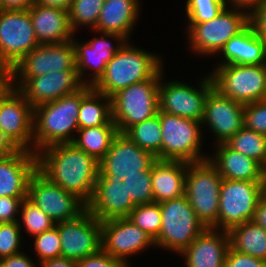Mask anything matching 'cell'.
<instances>
[{"mask_svg":"<svg viewBox=\"0 0 266 267\" xmlns=\"http://www.w3.org/2000/svg\"><path fill=\"white\" fill-rule=\"evenodd\" d=\"M37 155V170L86 204L91 200L100 172L99 162L73 143L48 146Z\"/></svg>","mask_w":266,"mask_h":267,"instance_id":"1","label":"cell"},{"mask_svg":"<svg viewBox=\"0 0 266 267\" xmlns=\"http://www.w3.org/2000/svg\"><path fill=\"white\" fill-rule=\"evenodd\" d=\"M91 88L90 85H84L77 92L34 107L33 152L35 154L51 145L73 142L79 129L81 98Z\"/></svg>","mask_w":266,"mask_h":267,"instance_id":"2","label":"cell"},{"mask_svg":"<svg viewBox=\"0 0 266 267\" xmlns=\"http://www.w3.org/2000/svg\"><path fill=\"white\" fill-rule=\"evenodd\" d=\"M126 41L107 63L104 75L93 88L112 97L123 88L151 79L163 66V56ZM161 55V56H160Z\"/></svg>","mask_w":266,"mask_h":267,"instance_id":"3","label":"cell"},{"mask_svg":"<svg viewBox=\"0 0 266 267\" xmlns=\"http://www.w3.org/2000/svg\"><path fill=\"white\" fill-rule=\"evenodd\" d=\"M249 23L250 15L246 11L226 6L210 21L185 24L188 48L194 55L214 57Z\"/></svg>","mask_w":266,"mask_h":267,"instance_id":"4","label":"cell"},{"mask_svg":"<svg viewBox=\"0 0 266 267\" xmlns=\"http://www.w3.org/2000/svg\"><path fill=\"white\" fill-rule=\"evenodd\" d=\"M161 229L155 248L181 254L206 228L197 218L187 197L160 202Z\"/></svg>","mask_w":266,"mask_h":267,"instance_id":"5","label":"cell"},{"mask_svg":"<svg viewBox=\"0 0 266 267\" xmlns=\"http://www.w3.org/2000/svg\"><path fill=\"white\" fill-rule=\"evenodd\" d=\"M162 127V150L159 160H179L188 163L208 159L202 152L204 131L202 122L159 112Z\"/></svg>","mask_w":266,"mask_h":267,"instance_id":"6","label":"cell"},{"mask_svg":"<svg viewBox=\"0 0 266 267\" xmlns=\"http://www.w3.org/2000/svg\"><path fill=\"white\" fill-rule=\"evenodd\" d=\"M160 78L161 69L151 79L134 83L111 97L112 120L120 133L158 113Z\"/></svg>","mask_w":266,"mask_h":267,"instance_id":"7","label":"cell"},{"mask_svg":"<svg viewBox=\"0 0 266 267\" xmlns=\"http://www.w3.org/2000/svg\"><path fill=\"white\" fill-rule=\"evenodd\" d=\"M222 179L217 168L208 159L187 165L185 196L206 228L217 229Z\"/></svg>","mask_w":266,"mask_h":267,"instance_id":"8","label":"cell"},{"mask_svg":"<svg viewBox=\"0 0 266 267\" xmlns=\"http://www.w3.org/2000/svg\"><path fill=\"white\" fill-rule=\"evenodd\" d=\"M214 89L241 104L266 99V64H230L212 67Z\"/></svg>","mask_w":266,"mask_h":267,"instance_id":"9","label":"cell"},{"mask_svg":"<svg viewBox=\"0 0 266 267\" xmlns=\"http://www.w3.org/2000/svg\"><path fill=\"white\" fill-rule=\"evenodd\" d=\"M165 68H161L159 81V112H165L202 122L205 101L214 88L212 78L204 74L198 81V87L179 80H166ZM166 80V82H165Z\"/></svg>","mask_w":266,"mask_h":267,"instance_id":"10","label":"cell"},{"mask_svg":"<svg viewBox=\"0 0 266 267\" xmlns=\"http://www.w3.org/2000/svg\"><path fill=\"white\" fill-rule=\"evenodd\" d=\"M263 197V182L222 179L219 193L217 229L253 221L259 200Z\"/></svg>","mask_w":266,"mask_h":267,"instance_id":"11","label":"cell"},{"mask_svg":"<svg viewBox=\"0 0 266 267\" xmlns=\"http://www.w3.org/2000/svg\"><path fill=\"white\" fill-rule=\"evenodd\" d=\"M38 45L28 10H0V65L10 72Z\"/></svg>","mask_w":266,"mask_h":267,"instance_id":"12","label":"cell"},{"mask_svg":"<svg viewBox=\"0 0 266 267\" xmlns=\"http://www.w3.org/2000/svg\"><path fill=\"white\" fill-rule=\"evenodd\" d=\"M27 198L55 223L78 218L87 210L83 200L50 182L38 170L30 178Z\"/></svg>","mask_w":266,"mask_h":267,"instance_id":"13","label":"cell"},{"mask_svg":"<svg viewBox=\"0 0 266 267\" xmlns=\"http://www.w3.org/2000/svg\"><path fill=\"white\" fill-rule=\"evenodd\" d=\"M91 31L99 34V36H93L87 41H78L74 37L77 35H73L72 41L75 47L76 69L80 80L84 85L93 87L104 75L107 63L127 40L120 34ZM111 40L113 43L115 41L116 44L114 45ZM86 76L87 78H85Z\"/></svg>","mask_w":266,"mask_h":267,"instance_id":"14","label":"cell"},{"mask_svg":"<svg viewBox=\"0 0 266 267\" xmlns=\"http://www.w3.org/2000/svg\"><path fill=\"white\" fill-rule=\"evenodd\" d=\"M34 108L16 88L0 94V128L18 149L33 152Z\"/></svg>","mask_w":266,"mask_h":267,"instance_id":"15","label":"cell"},{"mask_svg":"<svg viewBox=\"0 0 266 267\" xmlns=\"http://www.w3.org/2000/svg\"><path fill=\"white\" fill-rule=\"evenodd\" d=\"M151 246L155 247L152 237L127 217L101 221V249L126 267L132 265L129 257L142 254Z\"/></svg>","mask_w":266,"mask_h":267,"instance_id":"16","label":"cell"},{"mask_svg":"<svg viewBox=\"0 0 266 267\" xmlns=\"http://www.w3.org/2000/svg\"><path fill=\"white\" fill-rule=\"evenodd\" d=\"M10 85L18 89L33 108L84 86L77 70L54 71L37 77H10Z\"/></svg>","mask_w":266,"mask_h":267,"instance_id":"17","label":"cell"},{"mask_svg":"<svg viewBox=\"0 0 266 267\" xmlns=\"http://www.w3.org/2000/svg\"><path fill=\"white\" fill-rule=\"evenodd\" d=\"M156 160L153 153L141 149L127 135L119 132L99 162V174L123 181L127 176L142 175V171L152 170Z\"/></svg>","mask_w":266,"mask_h":267,"instance_id":"18","label":"cell"},{"mask_svg":"<svg viewBox=\"0 0 266 267\" xmlns=\"http://www.w3.org/2000/svg\"><path fill=\"white\" fill-rule=\"evenodd\" d=\"M61 241V257L78 261L101 249V221L88 210L73 220L55 224Z\"/></svg>","mask_w":266,"mask_h":267,"instance_id":"19","label":"cell"},{"mask_svg":"<svg viewBox=\"0 0 266 267\" xmlns=\"http://www.w3.org/2000/svg\"><path fill=\"white\" fill-rule=\"evenodd\" d=\"M77 70L72 39L59 44H39L9 72L10 77H37L54 71Z\"/></svg>","mask_w":266,"mask_h":267,"instance_id":"20","label":"cell"},{"mask_svg":"<svg viewBox=\"0 0 266 267\" xmlns=\"http://www.w3.org/2000/svg\"><path fill=\"white\" fill-rule=\"evenodd\" d=\"M204 126L212 132L214 145L226 143L244 126V104L222 96L213 88L205 101Z\"/></svg>","mask_w":266,"mask_h":267,"instance_id":"21","label":"cell"},{"mask_svg":"<svg viewBox=\"0 0 266 267\" xmlns=\"http://www.w3.org/2000/svg\"><path fill=\"white\" fill-rule=\"evenodd\" d=\"M136 205L128 195L125 183L113 176L98 175L87 210L99 221L128 217Z\"/></svg>","mask_w":266,"mask_h":267,"instance_id":"22","label":"cell"},{"mask_svg":"<svg viewBox=\"0 0 266 267\" xmlns=\"http://www.w3.org/2000/svg\"><path fill=\"white\" fill-rule=\"evenodd\" d=\"M229 247L228 231L207 227L178 256L185 259V267H224Z\"/></svg>","mask_w":266,"mask_h":267,"instance_id":"23","label":"cell"},{"mask_svg":"<svg viewBox=\"0 0 266 267\" xmlns=\"http://www.w3.org/2000/svg\"><path fill=\"white\" fill-rule=\"evenodd\" d=\"M37 171V155L18 149L0 159V197H27L31 176Z\"/></svg>","mask_w":266,"mask_h":267,"instance_id":"24","label":"cell"},{"mask_svg":"<svg viewBox=\"0 0 266 267\" xmlns=\"http://www.w3.org/2000/svg\"><path fill=\"white\" fill-rule=\"evenodd\" d=\"M208 160L223 179L263 182L266 169L256 160L231 149L226 143L213 145Z\"/></svg>","mask_w":266,"mask_h":267,"instance_id":"25","label":"cell"},{"mask_svg":"<svg viewBox=\"0 0 266 267\" xmlns=\"http://www.w3.org/2000/svg\"><path fill=\"white\" fill-rule=\"evenodd\" d=\"M28 11L39 44L64 43L75 35L70 26L68 10L34 3Z\"/></svg>","mask_w":266,"mask_h":267,"instance_id":"26","label":"cell"},{"mask_svg":"<svg viewBox=\"0 0 266 267\" xmlns=\"http://www.w3.org/2000/svg\"><path fill=\"white\" fill-rule=\"evenodd\" d=\"M218 55L221 61L214 66L266 64L265 42L259 37L251 23L225 43L216 56Z\"/></svg>","mask_w":266,"mask_h":267,"instance_id":"27","label":"cell"},{"mask_svg":"<svg viewBox=\"0 0 266 267\" xmlns=\"http://www.w3.org/2000/svg\"><path fill=\"white\" fill-rule=\"evenodd\" d=\"M140 0H105L96 24V31L120 34L127 41L135 31L140 16Z\"/></svg>","mask_w":266,"mask_h":267,"instance_id":"28","label":"cell"},{"mask_svg":"<svg viewBox=\"0 0 266 267\" xmlns=\"http://www.w3.org/2000/svg\"><path fill=\"white\" fill-rule=\"evenodd\" d=\"M188 162L159 160L152 165L154 202L176 199L185 195V177Z\"/></svg>","mask_w":266,"mask_h":267,"instance_id":"29","label":"cell"},{"mask_svg":"<svg viewBox=\"0 0 266 267\" xmlns=\"http://www.w3.org/2000/svg\"><path fill=\"white\" fill-rule=\"evenodd\" d=\"M230 246L241 253L266 261V230L254 221L232 227Z\"/></svg>","mask_w":266,"mask_h":267,"instance_id":"30","label":"cell"},{"mask_svg":"<svg viewBox=\"0 0 266 267\" xmlns=\"http://www.w3.org/2000/svg\"><path fill=\"white\" fill-rule=\"evenodd\" d=\"M112 120V99L93 87L81 98L78 126L81 128L101 127Z\"/></svg>","mask_w":266,"mask_h":267,"instance_id":"31","label":"cell"},{"mask_svg":"<svg viewBox=\"0 0 266 267\" xmlns=\"http://www.w3.org/2000/svg\"><path fill=\"white\" fill-rule=\"evenodd\" d=\"M119 133L115 123L78 129L73 144L100 162Z\"/></svg>","mask_w":266,"mask_h":267,"instance_id":"32","label":"cell"},{"mask_svg":"<svg viewBox=\"0 0 266 267\" xmlns=\"http://www.w3.org/2000/svg\"><path fill=\"white\" fill-rule=\"evenodd\" d=\"M124 134L141 149L157 156L162 150V127L159 111L155 116L130 127Z\"/></svg>","mask_w":266,"mask_h":267,"instance_id":"33","label":"cell"},{"mask_svg":"<svg viewBox=\"0 0 266 267\" xmlns=\"http://www.w3.org/2000/svg\"><path fill=\"white\" fill-rule=\"evenodd\" d=\"M226 144L231 149L256 160L266 169V135L243 126Z\"/></svg>","mask_w":266,"mask_h":267,"instance_id":"34","label":"cell"},{"mask_svg":"<svg viewBox=\"0 0 266 267\" xmlns=\"http://www.w3.org/2000/svg\"><path fill=\"white\" fill-rule=\"evenodd\" d=\"M105 0H74L69 8L70 26L76 34L81 27L95 30ZM80 28V29H79Z\"/></svg>","mask_w":266,"mask_h":267,"instance_id":"35","label":"cell"},{"mask_svg":"<svg viewBox=\"0 0 266 267\" xmlns=\"http://www.w3.org/2000/svg\"><path fill=\"white\" fill-rule=\"evenodd\" d=\"M19 216L18 222L20 224L21 232L23 233L24 228V231L26 230L25 233H28L31 237H35L45 231L51 230L56 224L28 198L23 200Z\"/></svg>","mask_w":266,"mask_h":267,"instance_id":"36","label":"cell"},{"mask_svg":"<svg viewBox=\"0 0 266 267\" xmlns=\"http://www.w3.org/2000/svg\"><path fill=\"white\" fill-rule=\"evenodd\" d=\"M127 218L149 234L153 240L158 237L161 229L160 203L136 205Z\"/></svg>","mask_w":266,"mask_h":267,"instance_id":"37","label":"cell"},{"mask_svg":"<svg viewBox=\"0 0 266 267\" xmlns=\"http://www.w3.org/2000/svg\"><path fill=\"white\" fill-rule=\"evenodd\" d=\"M187 23H203L217 17L227 6L226 0H187Z\"/></svg>","mask_w":266,"mask_h":267,"instance_id":"38","label":"cell"},{"mask_svg":"<svg viewBox=\"0 0 266 267\" xmlns=\"http://www.w3.org/2000/svg\"><path fill=\"white\" fill-rule=\"evenodd\" d=\"M122 182L135 205L154 202L152 170L142 171V175L127 176Z\"/></svg>","mask_w":266,"mask_h":267,"instance_id":"39","label":"cell"},{"mask_svg":"<svg viewBox=\"0 0 266 267\" xmlns=\"http://www.w3.org/2000/svg\"><path fill=\"white\" fill-rule=\"evenodd\" d=\"M32 239L33 252L37 257L35 259L37 263L46 259L61 257V241L58 229L55 226Z\"/></svg>","mask_w":266,"mask_h":267,"instance_id":"40","label":"cell"},{"mask_svg":"<svg viewBox=\"0 0 266 267\" xmlns=\"http://www.w3.org/2000/svg\"><path fill=\"white\" fill-rule=\"evenodd\" d=\"M19 222L0 223V260L24 251ZM23 247V250H22Z\"/></svg>","mask_w":266,"mask_h":267,"instance_id":"41","label":"cell"},{"mask_svg":"<svg viewBox=\"0 0 266 267\" xmlns=\"http://www.w3.org/2000/svg\"><path fill=\"white\" fill-rule=\"evenodd\" d=\"M244 126L266 135V99L244 105Z\"/></svg>","mask_w":266,"mask_h":267,"instance_id":"42","label":"cell"},{"mask_svg":"<svg viewBox=\"0 0 266 267\" xmlns=\"http://www.w3.org/2000/svg\"><path fill=\"white\" fill-rule=\"evenodd\" d=\"M27 197H0V223L19 221L20 208Z\"/></svg>","mask_w":266,"mask_h":267,"instance_id":"43","label":"cell"},{"mask_svg":"<svg viewBox=\"0 0 266 267\" xmlns=\"http://www.w3.org/2000/svg\"><path fill=\"white\" fill-rule=\"evenodd\" d=\"M224 267H266V261L238 252L230 246L225 256Z\"/></svg>","mask_w":266,"mask_h":267,"instance_id":"44","label":"cell"},{"mask_svg":"<svg viewBox=\"0 0 266 267\" xmlns=\"http://www.w3.org/2000/svg\"><path fill=\"white\" fill-rule=\"evenodd\" d=\"M76 262L78 267H126L119 259L105 253L102 249Z\"/></svg>","mask_w":266,"mask_h":267,"instance_id":"45","label":"cell"},{"mask_svg":"<svg viewBox=\"0 0 266 267\" xmlns=\"http://www.w3.org/2000/svg\"><path fill=\"white\" fill-rule=\"evenodd\" d=\"M250 23L266 46V1L250 14Z\"/></svg>","mask_w":266,"mask_h":267,"instance_id":"46","label":"cell"},{"mask_svg":"<svg viewBox=\"0 0 266 267\" xmlns=\"http://www.w3.org/2000/svg\"><path fill=\"white\" fill-rule=\"evenodd\" d=\"M25 253L26 252L22 251L1 259L3 267H39V264Z\"/></svg>","mask_w":266,"mask_h":267,"instance_id":"47","label":"cell"},{"mask_svg":"<svg viewBox=\"0 0 266 267\" xmlns=\"http://www.w3.org/2000/svg\"><path fill=\"white\" fill-rule=\"evenodd\" d=\"M266 0H226L227 6L246 11L249 15Z\"/></svg>","mask_w":266,"mask_h":267,"instance_id":"48","label":"cell"},{"mask_svg":"<svg viewBox=\"0 0 266 267\" xmlns=\"http://www.w3.org/2000/svg\"><path fill=\"white\" fill-rule=\"evenodd\" d=\"M35 0H0V10H28Z\"/></svg>","mask_w":266,"mask_h":267,"instance_id":"49","label":"cell"},{"mask_svg":"<svg viewBox=\"0 0 266 267\" xmlns=\"http://www.w3.org/2000/svg\"><path fill=\"white\" fill-rule=\"evenodd\" d=\"M39 267H78L77 262L65 257H57L43 260L38 263Z\"/></svg>","mask_w":266,"mask_h":267,"instance_id":"50","label":"cell"},{"mask_svg":"<svg viewBox=\"0 0 266 267\" xmlns=\"http://www.w3.org/2000/svg\"><path fill=\"white\" fill-rule=\"evenodd\" d=\"M18 148L10 140L0 133V159L14 154Z\"/></svg>","mask_w":266,"mask_h":267,"instance_id":"51","label":"cell"},{"mask_svg":"<svg viewBox=\"0 0 266 267\" xmlns=\"http://www.w3.org/2000/svg\"><path fill=\"white\" fill-rule=\"evenodd\" d=\"M253 221L266 230V198L264 196L258 202Z\"/></svg>","mask_w":266,"mask_h":267,"instance_id":"52","label":"cell"},{"mask_svg":"<svg viewBox=\"0 0 266 267\" xmlns=\"http://www.w3.org/2000/svg\"><path fill=\"white\" fill-rule=\"evenodd\" d=\"M35 3L45 7L69 10L71 0H35Z\"/></svg>","mask_w":266,"mask_h":267,"instance_id":"53","label":"cell"},{"mask_svg":"<svg viewBox=\"0 0 266 267\" xmlns=\"http://www.w3.org/2000/svg\"><path fill=\"white\" fill-rule=\"evenodd\" d=\"M9 84V71L4 66L0 65V94L9 86Z\"/></svg>","mask_w":266,"mask_h":267,"instance_id":"54","label":"cell"},{"mask_svg":"<svg viewBox=\"0 0 266 267\" xmlns=\"http://www.w3.org/2000/svg\"><path fill=\"white\" fill-rule=\"evenodd\" d=\"M263 196L266 198V173L263 181Z\"/></svg>","mask_w":266,"mask_h":267,"instance_id":"55","label":"cell"}]
</instances>
